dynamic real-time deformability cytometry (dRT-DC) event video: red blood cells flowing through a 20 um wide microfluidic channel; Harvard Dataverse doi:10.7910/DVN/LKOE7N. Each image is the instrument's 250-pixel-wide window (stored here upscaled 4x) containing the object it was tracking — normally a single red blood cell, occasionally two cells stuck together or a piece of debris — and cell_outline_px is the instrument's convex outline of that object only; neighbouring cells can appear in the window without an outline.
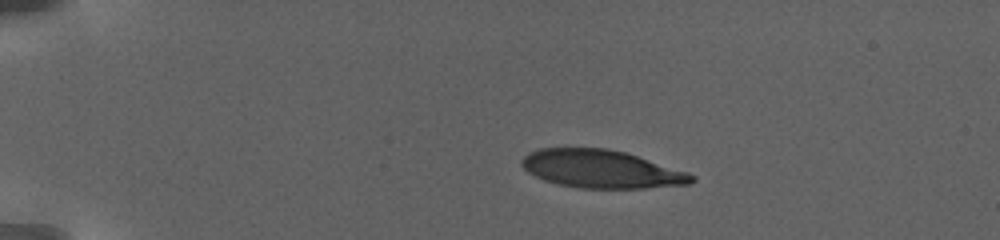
{"species": "human", "species_latin": "Homo sapiens", "temperature_condition": "warm", "stored_images_in_passage": 56, "camera_frame_rate_fps": 3000, "um_per_image_px": 0.085, "donor": {"sex": "female"}, "frame": {"image": 1, "passage_image": 1, "time_ms": 0.0, "image_size_px": [1000, 240], "cell_outline_px": [[696, 180], [688, 184], [644, 188], [580, 188], [556, 184], [544, 180], [528, 172], [520, 164], [520, 160], [528, 152], [540, 148], [608, 148], [624, 152], [688, 172], [696, 176]], "centroid_in_image_um": [51.09, 14.37], "position_along_channel_um": 33.9, "area_um2": 37.63}}
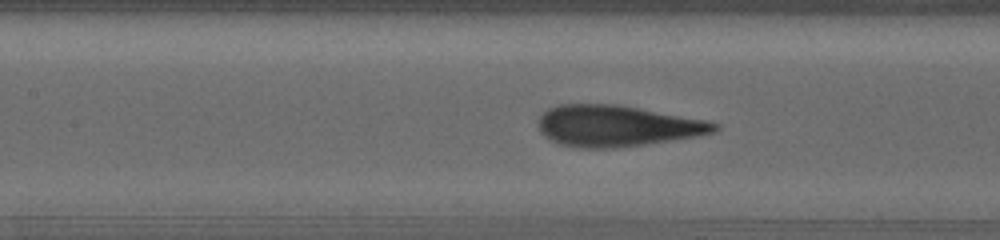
{"frame": {"image": 2, "passage_image": 20, "time_ms": 7.0, "image_size_px": [1000, 240], "cell_outline_px": [[720, 128], [716, 132], [700, 136], [644, 144], [612, 148], [580, 148], [556, 144], [544, 136], [540, 132], [540, 116], [548, 108], [560, 104], [616, 104], [712, 120], [720, 124]], "centroid_in_image_um": [52.51, 10.7], "position_along_channel_um": 154.9, "area_um2": 42.71}}
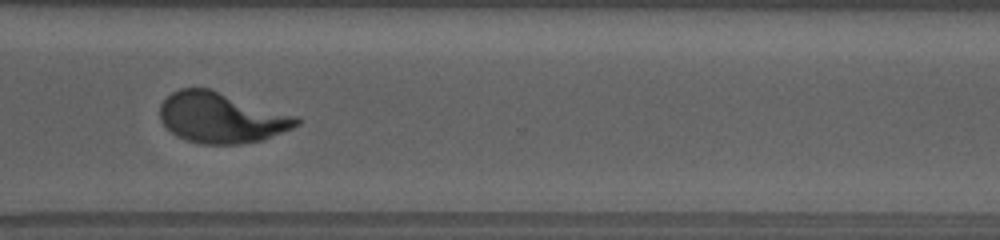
{"frame": {"image": 3, "passage_image": 40, "time_ms": 14.0, "image_size_px": [1000, 240], "cell_outline_px": [[300, 124], [292, 128], [264, 140], [240, 144], [200, 144], [184, 140], [176, 136], [160, 120], [160, 104], [172, 92], [180, 88], [208, 88], [296, 116], [300, 120]], "centroid_in_image_um": [18.79, 10.02], "position_along_channel_um": 351.8, "area_um2": 40.06}, "authors_computed_cell_mechanics": {"area_um2": 40.9513, "velocity_mm_per_s": 2.8102, "shape_relaxation_time_tau1_ms": 5.0855, "shape_relaxation_time_tau2_ms": null, "deformation_change_tau1": 0.2657, "deformation_change_tau2": null}}